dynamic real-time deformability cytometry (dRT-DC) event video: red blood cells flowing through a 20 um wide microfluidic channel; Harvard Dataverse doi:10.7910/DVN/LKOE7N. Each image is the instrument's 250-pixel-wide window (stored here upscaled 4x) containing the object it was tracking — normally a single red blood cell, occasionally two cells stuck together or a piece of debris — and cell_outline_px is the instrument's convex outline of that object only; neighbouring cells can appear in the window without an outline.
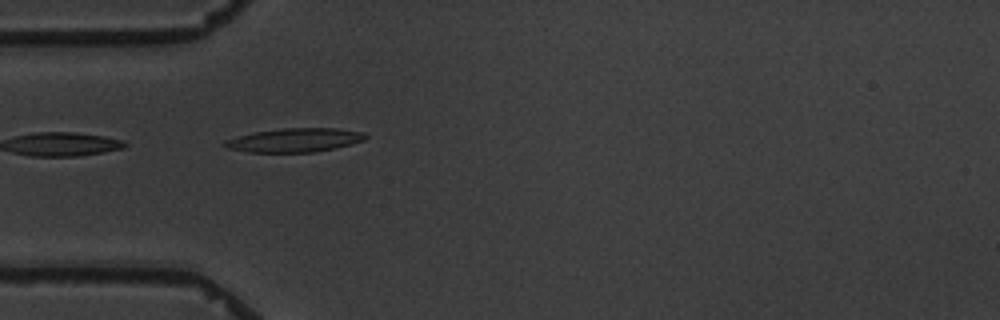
{"species": "common noctule bat (a hibernating species)", "species_latin": "Nyctalus noctula", "temperature_condition": "warm", "stored_images_in_passage": 5, "camera_frame_rate_fps": 3000, "um_per_image_px": 0.085, "animal": {"sex": "male", "body_mass_g": 19.5, "forearm_length_mm": 54.6}, "frame": {"image": 1, "passage_image": 4, "time_ms": 4.333, "image_size_px": [1000, 320], "cell_outline_px": [[368, 136], [364, 140], [332, 148], [312, 152], [248, 152], [228, 148], [220, 144], [224, 140], [256, 132], [284, 128], [336, 128], [364, 132]], "centroid_in_image_um": [25.02, 11.9], "position_along_channel_um": 60.0, "area_um2": 19.25}}